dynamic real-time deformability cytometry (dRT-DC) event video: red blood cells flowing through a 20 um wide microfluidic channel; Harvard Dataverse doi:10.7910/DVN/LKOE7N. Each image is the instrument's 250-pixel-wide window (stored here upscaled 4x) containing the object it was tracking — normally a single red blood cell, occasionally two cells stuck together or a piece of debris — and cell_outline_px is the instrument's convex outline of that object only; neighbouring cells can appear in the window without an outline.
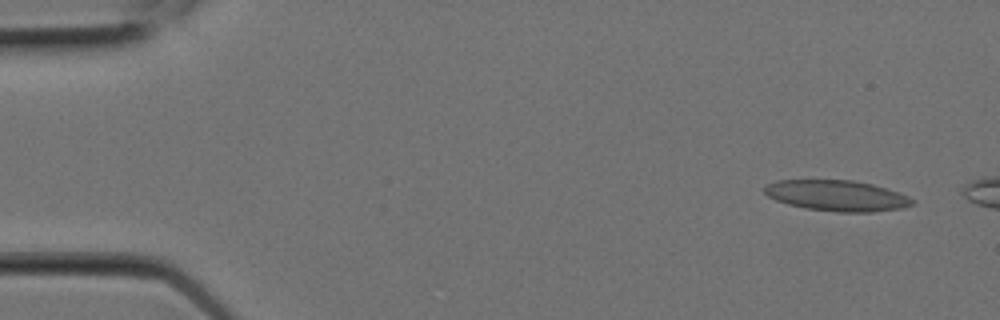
{"species": "Egyptian fruit bat (a non-hibernating species)", "species_latin": "Rousettus aegyptiacus", "temperature_condition": "room temperature", "stored_images_in_passage": 3, "camera_frame_rate_fps": 3000, "um_per_image_px": 0.085, "animal": {"sex": "female"}, "frame": {"image": 1, "passage_image": 1, "time_ms": 0.0, "image_size_px": [1000, 320], "cell_outline_px": [[912, 204], [896, 208], [868, 212], [840, 212], [808, 208], [788, 204], [776, 200], [768, 196], [764, 192], [764, 188], [768, 184], [780, 180], [852, 180], [872, 184], [896, 192], [912, 200]], "centroid_in_image_um": [71.05, 16.62], "position_along_channel_um": 14.0, "area_um2": 25.72}}